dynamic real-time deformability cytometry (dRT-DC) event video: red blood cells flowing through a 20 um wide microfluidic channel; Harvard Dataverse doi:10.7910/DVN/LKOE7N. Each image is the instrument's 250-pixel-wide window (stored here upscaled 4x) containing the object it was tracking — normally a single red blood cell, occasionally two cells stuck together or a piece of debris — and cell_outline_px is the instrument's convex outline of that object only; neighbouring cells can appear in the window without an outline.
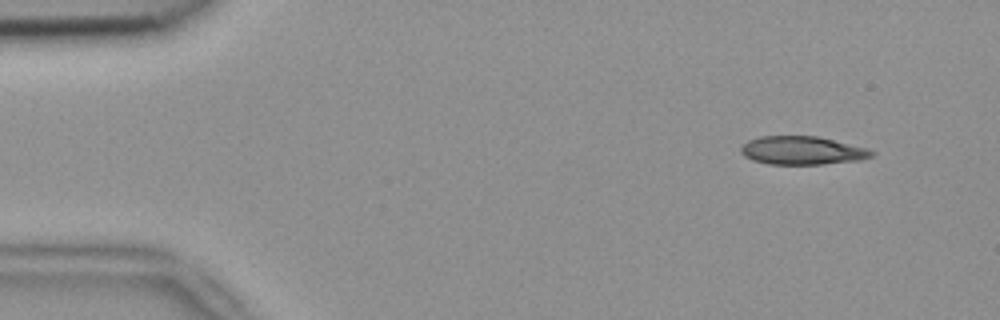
{"species": "common noctule bat (a hibernating species)", "species_latin": "Nyctalus noctula", "temperature_condition": "room temperature", "stored_images_in_passage": 53, "camera_frame_rate_fps": 3000, "um_per_image_px": 0.085, "animal": {"sex": "female", "body_mass_g": 18.4}, "frame": {"image": 1, "passage_image": 5, "time_ms": 1.333, "image_size_px": [1000, 320], "cell_outline_px": [[876, 152], [872, 156], [860, 160], [824, 164], [768, 164], [752, 160], [744, 156], [740, 152], [740, 148], [748, 140], [760, 136], [816, 136], [868, 148]], "centroid_in_image_um": [68.18, 12.79], "position_along_channel_um": 16.8, "area_um2": 21.62}}
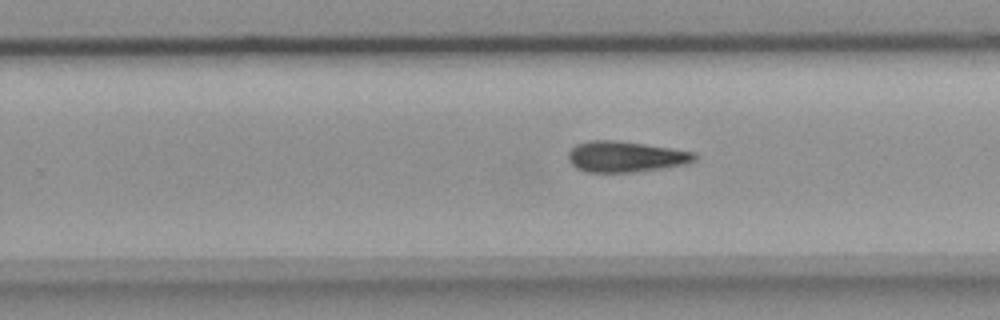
{"frame": {"image": 2, "passage_image": 33, "time_ms": 10.667, "image_size_px": [1000, 320], "cell_outline_px": [[696, 160], [688, 164], [664, 168], [632, 172], [588, 172], [576, 168], [568, 160], [568, 152], [576, 144], [588, 140], [612, 140], [644, 144], [696, 152]], "centroid_in_image_um": [53.18, 13.32], "position_along_channel_um": 276.6, "area_um2": 22.77}}
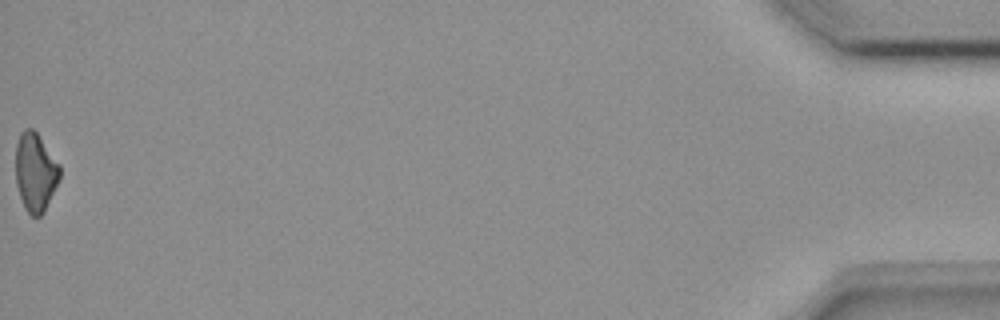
{"frame": {"image": 3, "passage_image": 53, "time_ms": 17.333, "image_size_px": [1000, 320], "cell_outline_px": [[60, 180], [44, 212], [40, 216], [32, 216], [24, 208], [16, 184], [16, 144], [20, 132], [24, 128], [32, 128], [36, 132], [60, 164]], "centroid_in_image_um": [3.01, 14.63], "position_along_channel_um": 432.2, "area_um2": 20.35}}